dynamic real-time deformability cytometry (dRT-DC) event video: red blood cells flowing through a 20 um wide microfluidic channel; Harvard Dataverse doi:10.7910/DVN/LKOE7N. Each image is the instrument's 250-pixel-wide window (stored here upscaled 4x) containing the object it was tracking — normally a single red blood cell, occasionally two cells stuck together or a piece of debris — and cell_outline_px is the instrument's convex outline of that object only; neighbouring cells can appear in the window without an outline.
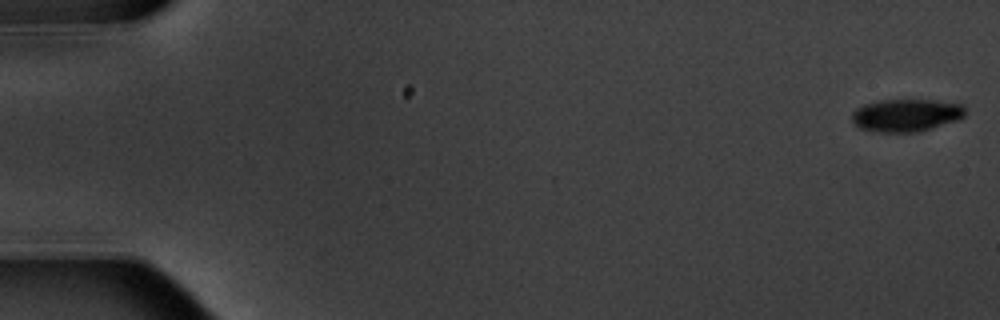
{"species": "common noctule bat (a hibernating species)", "species_latin": "Nyctalus noctula", "temperature_condition": "warm", "stored_images_in_passage": 7, "camera_frame_rate_fps": 3000, "um_per_image_px": 0.085, "animal": {"sex": "male", "body_mass_g": 20.1, "forearm_length_mm": 53.5}, "frame": {"image": 1, "passage_image": 1, "time_ms": 0.0, "image_size_px": [1000, 320], "cell_outline_px": [[964, 116], [960, 120], [920, 132], [872, 132], [860, 128], [852, 120], [852, 112], [856, 108], [864, 104], [880, 100], [932, 100], [964, 104]], "centroid_in_image_um": [77.04, 9.8], "position_along_channel_um": 8.0, "area_um2": 21.79}}
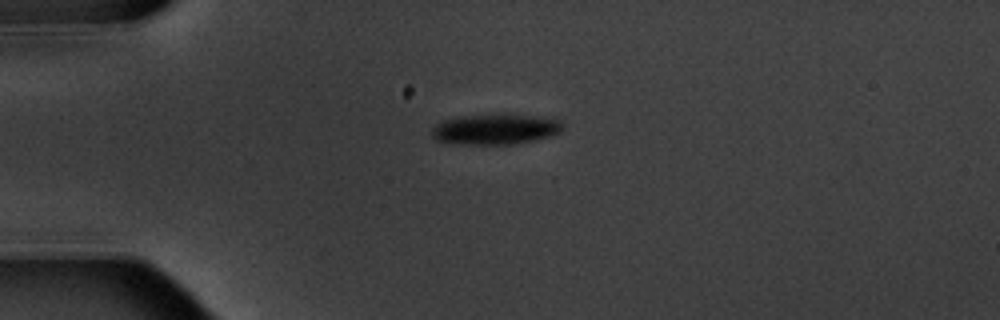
{"frame": {"image": 2, "passage_image": 5, "time_ms": 4.667, "image_size_px": [1000, 320], "cell_outline_px": [[564, 128], [560, 132], [536, 140], [516, 144], [456, 144], [436, 140], [432, 136], [432, 128], [436, 124], [444, 120], [464, 116], [504, 112], [556, 116], [564, 124]], "centroid_in_image_um": [42.23, 10.93], "position_along_channel_um": 42.8, "area_um2": 24.33}}
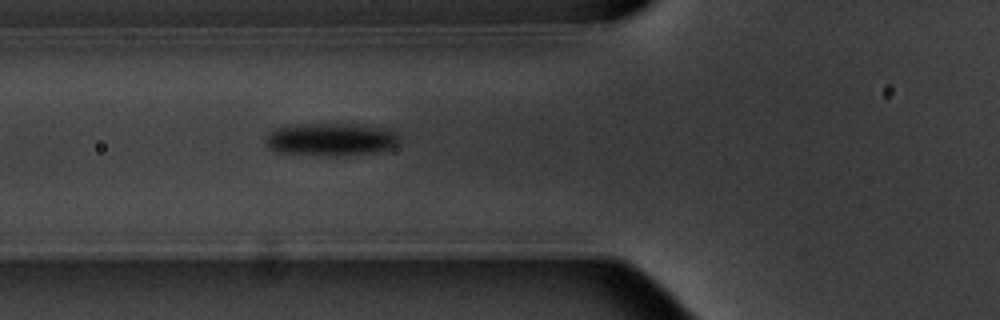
{"frame": {"image": 3, "passage_image": 7, "time_ms": 7.0, "image_size_px": [1000, 320], "cell_outline_px": [[400, 140], [396, 144], [388, 148], [372, 152], [276, 152], [268, 148], [264, 144], [264, 140], [276, 128], [312, 124], [348, 124], [384, 128], [392, 132]], "centroid_in_image_um": [28.07, 11.79], "position_along_channel_um": 97.7, "area_um2": 23.41}}